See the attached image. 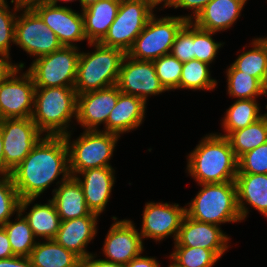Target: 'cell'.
<instances>
[{
	"mask_svg": "<svg viewBox=\"0 0 267 267\" xmlns=\"http://www.w3.org/2000/svg\"><path fill=\"white\" fill-rule=\"evenodd\" d=\"M259 113L260 107L256 99H237L226 110V115L222 122V126L227 133L219 135L227 137L231 132L253 124L264 116V114L261 115Z\"/></svg>",
	"mask_w": 267,
	"mask_h": 267,
	"instance_id": "31",
	"label": "cell"
},
{
	"mask_svg": "<svg viewBox=\"0 0 267 267\" xmlns=\"http://www.w3.org/2000/svg\"><path fill=\"white\" fill-rule=\"evenodd\" d=\"M115 170L112 167L91 168L74 177L81 185L85 202L91 212L100 215L110 198V194L115 182Z\"/></svg>",
	"mask_w": 267,
	"mask_h": 267,
	"instance_id": "19",
	"label": "cell"
},
{
	"mask_svg": "<svg viewBox=\"0 0 267 267\" xmlns=\"http://www.w3.org/2000/svg\"><path fill=\"white\" fill-rule=\"evenodd\" d=\"M35 198L22 199L19 202V211L17 212L16 222L10 219L2 226L7 232L9 242L12 247V252L15 256L29 257L31 250L35 247L37 241L31 230L27 220L22 216V212L27 210ZM22 216V217H21Z\"/></svg>",
	"mask_w": 267,
	"mask_h": 267,
	"instance_id": "26",
	"label": "cell"
},
{
	"mask_svg": "<svg viewBox=\"0 0 267 267\" xmlns=\"http://www.w3.org/2000/svg\"><path fill=\"white\" fill-rule=\"evenodd\" d=\"M237 174H267V142L238 159Z\"/></svg>",
	"mask_w": 267,
	"mask_h": 267,
	"instance_id": "38",
	"label": "cell"
},
{
	"mask_svg": "<svg viewBox=\"0 0 267 267\" xmlns=\"http://www.w3.org/2000/svg\"><path fill=\"white\" fill-rule=\"evenodd\" d=\"M116 86L121 93L138 96L145 103L149 95L167 91L157 77L153 61L136 60L127 54L122 61Z\"/></svg>",
	"mask_w": 267,
	"mask_h": 267,
	"instance_id": "12",
	"label": "cell"
},
{
	"mask_svg": "<svg viewBox=\"0 0 267 267\" xmlns=\"http://www.w3.org/2000/svg\"><path fill=\"white\" fill-rule=\"evenodd\" d=\"M215 33L194 24V59L208 64L215 60L218 49L223 44L213 40L212 35Z\"/></svg>",
	"mask_w": 267,
	"mask_h": 267,
	"instance_id": "37",
	"label": "cell"
},
{
	"mask_svg": "<svg viewBox=\"0 0 267 267\" xmlns=\"http://www.w3.org/2000/svg\"><path fill=\"white\" fill-rule=\"evenodd\" d=\"M182 63L194 59V23H187L180 29L170 52Z\"/></svg>",
	"mask_w": 267,
	"mask_h": 267,
	"instance_id": "39",
	"label": "cell"
},
{
	"mask_svg": "<svg viewBox=\"0 0 267 267\" xmlns=\"http://www.w3.org/2000/svg\"><path fill=\"white\" fill-rule=\"evenodd\" d=\"M186 23V16H165L158 19L153 14L127 55L140 61H154L169 54L176 35Z\"/></svg>",
	"mask_w": 267,
	"mask_h": 267,
	"instance_id": "7",
	"label": "cell"
},
{
	"mask_svg": "<svg viewBox=\"0 0 267 267\" xmlns=\"http://www.w3.org/2000/svg\"><path fill=\"white\" fill-rule=\"evenodd\" d=\"M5 165L13 171L42 139L32 118L0 120Z\"/></svg>",
	"mask_w": 267,
	"mask_h": 267,
	"instance_id": "10",
	"label": "cell"
},
{
	"mask_svg": "<svg viewBox=\"0 0 267 267\" xmlns=\"http://www.w3.org/2000/svg\"><path fill=\"white\" fill-rule=\"evenodd\" d=\"M58 1H65V2H70L71 1V2H73L74 0H47V3L57 6Z\"/></svg>",
	"mask_w": 267,
	"mask_h": 267,
	"instance_id": "51",
	"label": "cell"
},
{
	"mask_svg": "<svg viewBox=\"0 0 267 267\" xmlns=\"http://www.w3.org/2000/svg\"><path fill=\"white\" fill-rule=\"evenodd\" d=\"M96 257L92 253L84 259L80 260L79 267H125L122 264H118L115 262L107 261L104 259H94Z\"/></svg>",
	"mask_w": 267,
	"mask_h": 267,
	"instance_id": "43",
	"label": "cell"
},
{
	"mask_svg": "<svg viewBox=\"0 0 267 267\" xmlns=\"http://www.w3.org/2000/svg\"><path fill=\"white\" fill-rule=\"evenodd\" d=\"M201 190L191 200L185 214L199 222L219 225L241 222L235 182L200 184Z\"/></svg>",
	"mask_w": 267,
	"mask_h": 267,
	"instance_id": "5",
	"label": "cell"
},
{
	"mask_svg": "<svg viewBox=\"0 0 267 267\" xmlns=\"http://www.w3.org/2000/svg\"><path fill=\"white\" fill-rule=\"evenodd\" d=\"M0 267H33L29 257L13 256L0 259Z\"/></svg>",
	"mask_w": 267,
	"mask_h": 267,
	"instance_id": "44",
	"label": "cell"
},
{
	"mask_svg": "<svg viewBox=\"0 0 267 267\" xmlns=\"http://www.w3.org/2000/svg\"><path fill=\"white\" fill-rule=\"evenodd\" d=\"M29 258L33 267H79L81 260L54 239L37 242Z\"/></svg>",
	"mask_w": 267,
	"mask_h": 267,
	"instance_id": "27",
	"label": "cell"
},
{
	"mask_svg": "<svg viewBox=\"0 0 267 267\" xmlns=\"http://www.w3.org/2000/svg\"><path fill=\"white\" fill-rule=\"evenodd\" d=\"M0 6V54L10 56V43H15L16 13Z\"/></svg>",
	"mask_w": 267,
	"mask_h": 267,
	"instance_id": "40",
	"label": "cell"
},
{
	"mask_svg": "<svg viewBox=\"0 0 267 267\" xmlns=\"http://www.w3.org/2000/svg\"><path fill=\"white\" fill-rule=\"evenodd\" d=\"M11 170L5 165L4 152H3V137L0 129V175L10 176Z\"/></svg>",
	"mask_w": 267,
	"mask_h": 267,
	"instance_id": "48",
	"label": "cell"
},
{
	"mask_svg": "<svg viewBox=\"0 0 267 267\" xmlns=\"http://www.w3.org/2000/svg\"><path fill=\"white\" fill-rule=\"evenodd\" d=\"M187 171L198 184L234 182L238 159L226 137L206 135L189 154Z\"/></svg>",
	"mask_w": 267,
	"mask_h": 267,
	"instance_id": "2",
	"label": "cell"
},
{
	"mask_svg": "<svg viewBox=\"0 0 267 267\" xmlns=\"http://www.w3.org/2000/svg\"><path fill=\"white\" fill-rule=\"evenodd\" d=\"M158 79L164 88L169 90L179 89L183 63L171 53L153 61Z\"/></svg>",
	"mask_w": 267,
	"mask_h": 267,
	"instance_id": "35",
	"label": "cell"
},
{
	"mask_svg": "<svg viewBox=\"0 0 267 267\" xmlns=\"http://www.w3.org/2000/svg\"><path fill=\"white\" fill-rule=\"evenodd\" d=\"M70 133L64 135V139L68 147L71 176H78V173L91 168L112 167L109 160L120 138L119 135L99 130H85L78 139L70 142Z\"/></svg>",
	"mask_w": 267,
	"mask_h": 267,
	"instance_id": "6",
	"label": "cell"
},
{
	"mask_svg": "<svg viewBox=\"0 0 267 267\" xmlns=\"http://www.w3.org/2000/svg\"><path fill=\"white\" fill-rule=\"evenodd\" d=\"M185 208L179 207V204L146 203L140 231L141 237L160 241L173 235L174 241H176L185 215Z\"/></svg>",
	"mask_w": 267,
	"mask_h": 267,
	"instance_id": "16",
	"label": "cell"
},
{
	"mask_svg": "<svg viewBox=\"0 0 267 267\" xmlns=\"http://www.w3.org/2000/svg\"><path fill=\"white\" fill-rule=\"evenodd\" d=\"M234 182L242 220L248 214L245 203L267 217V174H237Z\"/></svg>",
	"mask_w": 267,
	"mask_h": 267,
	"instance_id": "23",
	"label": "cell"
},
{
	"mask_svg": "<svg viewBox=\"0 0 267 267\" xmlns=\"http://www.w3.org/2000/svg\"><path fill=\"white\" fill-rule=\"evenodd\" d=\"M153 12L145 0H121L116 18L100 43L121 49L127 54Z\"/></svg>",
	"mask_w": 267,
	"mask_h": 267,
	"instance_id": "9",
	"label": "cell"
},
{
	"mask_svg": "<svg viewBox=\"0 0 267 267\" xmlns=\"http://www.w3.org/2000/svg\"><path fill=\"white\" fill-rule=\"evenodd\" d=\"M237 159L267 142V113L247 127L235 130L226 137Z\"/></svg>",
	"mask_w": 267,
	"mask_h": 267,
	"instance_id": "29",
	"label": "cell"
},
{
	"mask_svg": "<svg viewBox=\"0 0 267 267\" xmlns=\"http://www.w3.org/2000/svg\"><path fill=\"white\" fill-rule=\"evenodd\" d=\"M120 90L116 85L77 95V117L85 130H98V125L107 122L116 105Z\"/></svg>",
	"mask_w": 267,
	"mask_h": 267,
	"instance_id": "18",
	"label": "cell"
},
{
	"mask_svg": "<svg viewBox=\"0 0 267 267\" xmlns=\"http://www.w3.org/2000/svg\"><path fill=\"white\" fill-rule=\"evenodd\" d=\"M227 90L231 97L256 99L267 95V87L256 77L237 70L232 64L227 69Z\"/></svg>",
	"mask_w": 267,
	"mask_h": 267,
	"instance_id": "32",
	"label": "cell"
},
{
	"mask_svg": "<svg viewBox=\"0 0 267 267\" xmlns=\"http://www.w3.org/2000/svg\"><path fill=\"white\" fill-rule=\"evenodd\" d=\"M34 236L41 239H54L61 225V218L54 203L48 200L46 204H34L28 214L24 216Z\"/></svg>",
	"mask_w": 267,
	"mask_h": 267,
	"instance_id": "28",
	"label": "cell"
},
{
	"mask_svg": "<svg viewBox=\"0 0 267 267\" xmlns=\"http://www.w3.org/2000/svg\"><path fill=\"white\" fill-rule=\"evenodd\" d=\"M98 216L92 212L88 216L61 221L54 240L80 259L88 257L90 254L85 248L97 233Z\"/></svg>",
	"mask_w": 267,
	"mask_h": 267,
	"instance_id": "20",
	"label": "cell"
},
{
	"mask_svg": "<svg viewBox=\"0 0 267 267\" xmlns=\"http://www.w3.org/2000/svg\"><path fill=\"white\" fill-rule=\"evenodd\" d=\"M125 267H160L158 261L153 257H143L138 255L132 259Z\"/></svg>",
	"mask_w": 267,
	"mask_h": 267,
	"instance_id": "46",
	"label": "cell"
},
{
	"mask_svg": "<svg viewBox=\"0 0 267 267\" xmlns=\"http://www.w3.org/2000/svg\"><path fill=\"white\" fill-rule=\"evenodd\" d=\"M209 64L197 59L183 63L179 89L213 90L217 81L210 76Z\"/></svg>",
	"mask_w": 267,
	"mask_h": 267,
	"instance_id": "33",
	"label": "cell"
},
{
	"mask_svg": "<svg viewBox=\"0 0 267 267\" xmlns=\"http://www.w3.org/2000/svg\"><path fill=\"white\" fill-rule=\"evenodd\" d=\"M11 3H15L14 11H20L21 9H31L38 4L47 3V0H11Z\"/></svg>",
	"mask_w": 267,
	"mask_h": 267,
	"instance_id": "47",
	"label": "cell"
},
{
	"mask_svg": "<svg viewBox=\"0 0 267 267\" xmlns=\"http://www.w3.org/2000/svg\"><path fill=\"white\" fill-rule=\"evenodd\" d=\"M20 198L11 176H0V226L19 211Z\"/></svg>",
	"mask_w": 267,
	"mask_h": 267,
	"instance_id": "36",
	"label": "cell"
},
{
	"mask_svg": "<svg viewBox=\"0 0 267 267\" xmlns=\"http://www.w3.org/2000/svg\"><path fill=\"white\" fill-rule=\"evenodd\" d=\"M153 9L156 8L159 4L164 2L163 8L171 7L174 0H145Z\"/></svg>",
	"mask_w": 267,
	"mask_h": 267,
	"instance_id": "49",
	"label": "cell"
},
{
	"mask_svg": "<svg viewBox=\"0 0 267 267\" xmlns=\"http://www.w3.org/2000/svg\"><path fill=\"white\" fill-rule=\"evenodd\" d=\"M116 220L110 227L104 241L103 253L107 261L126 266L132 259L142 254L143 242L140 233L131 220Z\"/></svg>",
	"mask_w": 267,
	"mask_h": 267,
	"instance_id": "15",
	"label": "cell"
},
{
	"mask_svg": "<svg viewBox=\"0 0 267 267\" xmlns=\"http://www.w3.org/2000/svg\"><path fill=\"white\" fill-rule=\"evenodd\" d=\"M52 193L51 201L54 203L61 221L88 216L92 213L85 202L81 185L74 177L70 176L66 181L60 183V186Z\"/></svg>",
	"mask_w": 267,
	"mask_h": 267,
	"instance_id": "24",
	"label": "cell"
},
{
	"mask_svg": "<svg viewBox=\"0 0 267 267\" xmlns=\"http://www.w3.org/2000/svg\"><path fill=\"white\" fill-rule=\"evenodd\" d=\"M79 48L63 46L33 60L27 70L35 87H74L80 56Z\"/></svg>",
	"mask_w": 267,
	"mask_h": 267,
	"instance_id": "8",
	"label": "cell"
},
{
	"mask_svg": "<svg viewBox=\"0 0 267 267\" xmlns=\"http://www.w3.org/2000/svg\"><path fill=\"white\" fill-rule=\"evenodd\" d=\"M66 181L69 172L68 147L64 136H45L11 172L20 200L37 198L57 177Z\"/></svg>",
	"mask_w": 267,
	"mask_h": 267,
	"instance_id": "1",
	"label": "cell"
},
{
	"mask_svg": "<svg viewBox=\"0 0 267 267\" xmlns=\"http://www.w3.org/2000/svg\"><path fill=\"white\" fill-rule=\"evenodd\" d=\"M99 0H80V4L83 9H86L87 7H89L92 4L97 3Z\"/></svg>",
	"mask_w": 267,
	"mask_h": 267,
	"instance_id": "50",
	"label": "cell"
},
{
	"mask_svg": "<svg viewBox=\"0 0 267 267\" xmlns=\"http://www.w3.org/2000/svg\"><path fill=\"white\" fill-rule=\"evenodd\" d=\"M15 24V45L30 56L39 58L62 48L56 34L32 9H21ZM38 56V57H37Z\"/></svg>",
	"mask_w": 267,
	"mask_h": 267,
	"instance_id": "11",
	"label": "cell"
},
{
	"mask_svg": "<svg viewBox=\"0 0 267 267\" xmlns=\"http://www.w3.org/2000/svg\"><path fill=\"white\" fill-rule=\"evenodd\" d=\"M13 256L15 255L12 252L7 232L2 226H0V259H7Z\"/></svg>",
	"mask_w": 267,
	"mask_h": 267,
	"instance_id": "45",
	"label": "cell"
},
{
	"mask_svg": "<svg viewBox=\"0 0 267 267\" xmlns=\"http://www.w3.org/2000/svg\"><path fill=\"white\" fill-rule=\"evenodd\" d=\"M146 103L138 96L120 93L102 131L120 136L139 127L144 119Z\"/></svg>",
	"mask_w": 267,
	"mask_h": 267,
	"instance_id": "21",
	"label": "cell"
},
{
	"mask_svg": "<svg viewBox=\"0 0 267 267\" xmlns=\"http://www.w3.org/2000/svg\"><path fill=\"white\" fill-rule=\"evenodd\" d=\"M170 261L179 267H212L219 258L208 249L201 247L174 246Z\"/></svg>",
	"mask_w": 267,
	"mask_h": 267,
	"instance_id": "34",
	"label": "cell"
},
{
	"mask_svg": "<svg viewBox=\"0 0 267 267\" xmlns=\"http://www.w3.org/2000/svg\"><path fill=\"white\" fill-rule=\"evenodd\" d=\"M210 1L211 0H174L171 7H174L175 9L178 7L193 9V16H186L187 21H192Z\"/></svg>",
	"mask_w": 267,
	"mask_h": 267,
	"instance_id": "41",
	"label": "cell"
},
{
	"mask_svg": "<svg viewBox=\"0 0 267 267\" xmlns=\"http://www.w3.org/2000/svg\"><path fill=\"white\" fill-rule=\"evenodd\" d=\"M251 44L252 49L239 55L232 65L256 77L267 87V37L257 38Z\"/></svg>",
	"mask_w": 267,
	"mask_h": 267,
	"instance_id": "30",
	"label": "cell"
},
{
	"mask_svg": "<svg viewBox=\"0 0 267 267\" xmlns=\"http://www.w3.org/2000/svg\"><path fill=\"white\" fill-rule=\"evenodd\" d=\"M247 0H211L192 22L204 30H227L241 15Z\"/></svg>",
	"mask_w": 267,
	"mask_h": 267,
	"instance_id": "22",
	"label": "cell"
},
{
	"mask_svg": "<svg viewBox=\"0 0 267 267\" xmlns=\"http://www.w3.org/2000/svg\"><path fill=\"white\" fill-rule=\"evenodd\" d=\"M31 9L56 34L62 46L75 47L74 42L86 40L82 13L49 3L38 4Z\"/></svg>",
	"mask_w": 267,
	"mask_h": 267,
	"instance_id": "14",
	"label": "cell"
},
{
	"mask_svg": "<svg viewBox=\"0 0 267 267\" xmlns=\"http://www.w3.org/2000/svg\"><path fill=\"white\" fill-rule=\"evenodd\" d=\"M8 55L0 54V84L3 83L16 69L24 68V63L12 64Z\"/></svg>",
	"mask_w": 267,
	"mask_h": 267,
	"instance_id": "42",
	"label": "cell"
},
{
	"mask_svg": "<svg viewBox=\"0 0 267 267\" xmlns=\"http://www.w3.org/2000/svg\"><path fill=\"white\" fill-rule=\"evenodd\" d=\"M19 70L21 68L0 84V120L32 116L35 84L27 71L17 76Z\"/></svg>",
	"mask_w": 267,
	"mask_h": 267,
	"instance_id": "13",
	"label": "cell"
},
{
	"mask_svg": "<svg viewBox=\"0 0 267 267\" xmlns=\"http://www.w3.org/2000/svg\"><path fill=\"white\" fill-rule=\"evenodd\" d=\"M169 267H179V266H177L174 262H172V263L169 265Z\"/></svg>",
	"mask_w": 267,
	"mask_h": 267,
	"instance_id": "53",
	"label": "cell"
},
{
	"mask_svg": "<svg viewBox=\"0 0 267 267\" xmlns=\"http://www.w3.org/2000/svg\"><path fill=\"white\" fill-rule=\"evenodd\" d=\"M94 52H80L74 88L77 95L116 85L126 53L118 48L91 42Z\"/></svg>",
	"mask_w": 267,
	"mask_h": 267,
	"instance_id": "4",
	"label": "cell"
},
{
	"mask_svg": "<svg viewBox=\"0 0 267 267\" xmlns=\"http://www.w3.org/2000/svg\"><path fill=\"white\" fill-rule=\"evenodd\" d=\"M229 240L219 226L196 221L185 214L174 246L201 247L220 259L228 249Z\"/></svg>",
	"mask_w": 267,
	"mask_h": 267,
	"instance_id": "17",
	"label": "cell"
},
{
	"mask_svg": "<svg viewBox=\"0 0 267 267\" xmlns=\"http://www.w3.org/2000/svg\"><path fill=\"white\" fill-rule=\"evenodd\" d=\"M0 6H8L6 0H0Z\"/></svg>",
	"mask_w": 267,
	"mask_h": 267,
	"instance_id": "52",
	"label": "cell"
},
{
	"mask_svg": "<svg viewBox=\"0 0 267 267\" xmlns=\"http://www.w3.org/2000/svg\"><path fill=\"white\" fill-rule=\"evenodd\" d=\"M77 117L74 87H35L32 120L45 136H64L69 123Z\"/></svg>",
	"mask_w": 267,
	"mask_h": 267,
	"instance_id": "3",
	"label": "cell"
},
{
	"mask_svg": "<svg viewBox=\"0 0 267 267\" xmlns=\"http://www.w3.org/2000/svg\"><path fill=\"white\" fill-rule=\"evenodd\" d=\"M121 0H99L82 10L84 33L88 43L100 42L116 18Z\"/></svg>",
	"mask_w": 267,
	"mask_h": 267,
	"instance_id": "25",
	"label": "cell"
}]
</instances>
